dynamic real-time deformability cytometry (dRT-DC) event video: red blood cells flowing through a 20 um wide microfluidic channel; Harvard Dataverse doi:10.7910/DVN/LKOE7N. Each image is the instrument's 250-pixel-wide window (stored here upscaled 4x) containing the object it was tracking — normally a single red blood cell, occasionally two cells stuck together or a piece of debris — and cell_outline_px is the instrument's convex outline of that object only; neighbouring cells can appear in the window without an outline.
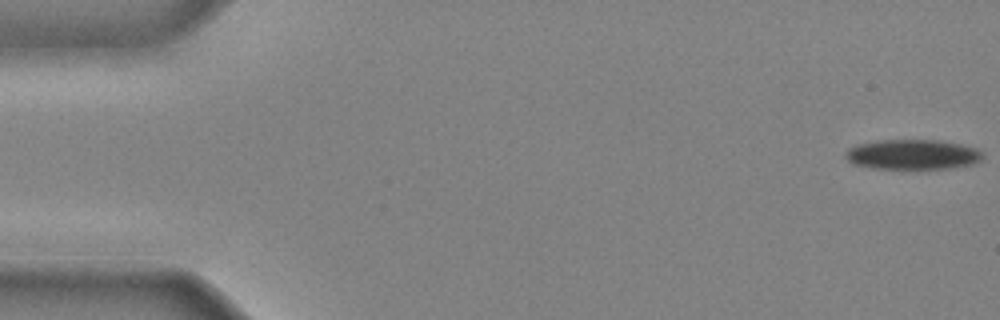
{"species": "common noctule bat (a hibernating species)", "species_latin": "Nyctalus noctula", "temperature_condition": "cold", "stored_images_in_passage": 43, "camera_frame_rate_fps": 3000, "um_per_image_px": 0.085, "animal": {"sex": "male", "body_mass_g": 20.4}, "frame": {"image": 1, "passage_image": 1, "time_ms": 0.0, "image_size_px": [1000, 320], "cell_outline_px": [[984, 156], [980, 160], [972, 164], [952, 168], [872, 168], [852, 164], [844, 156], [844, 152], [848, 148], [856, 144], [876, 140], [940, 140], [960, 144], [976, 148], [984, 152]], "centroid_in_image_um": [77.55, 13.12], "position_along_channel_um": 7.5, "area_um2": 24.16}}
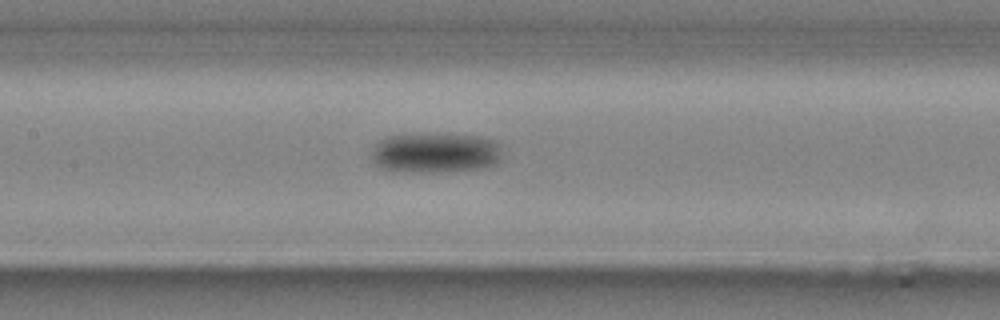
{"frame": {"image": 2, "passage_image": 21, "time_ms": 6.667, "image_size_px": [1000, 320], "cell_outline_px": [[500, 160], [496, 164], [484, 168], [448, 172], [392, 172], [380, 168], [376, 164], [372, 156], [372, 152], [376, 144], [380, 140], [388, 136], [444, 132], [484, 136], [496, 140], [500, 144]], "centroid_in_image_um": [37.05, 12.98], "position_along_channel_um": 170.3, "area_um2": 31.67}}
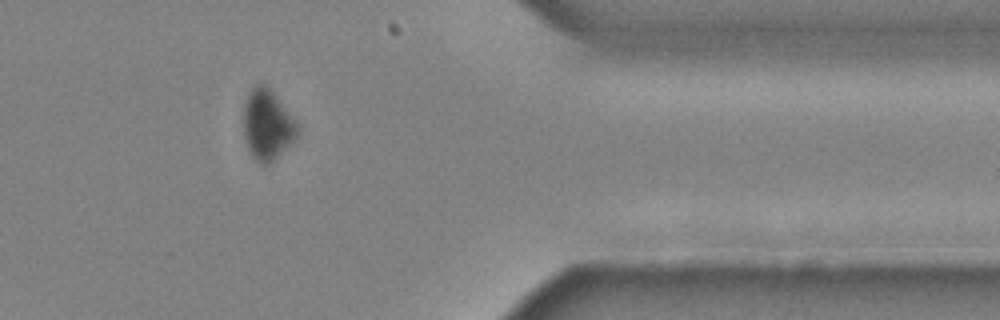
{"frame": {"image": 3, "passage_image": 37, "time_ms": 12.0, "image_size_px": [1000, 320], "cell_outline_px": [[300, 132], [276, 160], [268, 164], [264, 164], [256, 160], [252, 156], [248, 148], [244, 136], [244, 104], [248, 92], [256, 84], [268, 84], [296, 120], [300, 128]], "centroid_in_image_um": [22.75, 10.58], "position_along_channel_um": 388.7, "area_um2": 22.43}}